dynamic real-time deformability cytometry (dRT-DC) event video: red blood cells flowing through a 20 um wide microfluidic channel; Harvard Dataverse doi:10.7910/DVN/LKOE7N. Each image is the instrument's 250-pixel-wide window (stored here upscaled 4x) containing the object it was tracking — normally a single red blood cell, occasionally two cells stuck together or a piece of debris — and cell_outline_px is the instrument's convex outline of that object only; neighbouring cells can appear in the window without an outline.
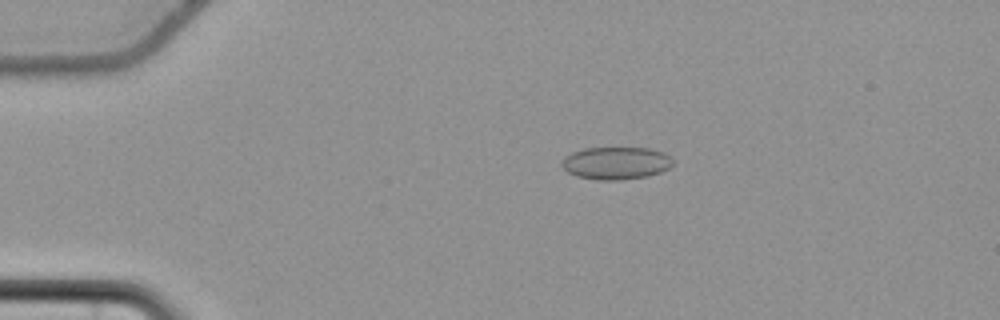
{"species": "common noctule bat (a hibernating species)", "species_latin": "Nyctalus noctula", "temperature_condition": "cold", "stored_images_in_passage": 58, "camera_frame_rate_fps": 3000, "um_per_image_px": 0.085, "animal": {"sex": "female", "body_mass_g": 22.7, "forearm_length_mm": 54.2}, "frame": {"image": 1, "passage_image": 13, "time_ms": 4.0, "image_size_px": [1000, 320], "cell_outline_px": [[672, 164], [668, 168], [660, 172], [648, 176], [620, 180], [596, 180], [576, 176], [568, 172], [560, 164], [564, 156], [572, 152], [584, 148], [648, 148], [664, 152], [672, 156]], "centroid_in_image_um": [52.35, 13.86], "position_along_channel_um": 32.7, "area_um2": 21.21}}
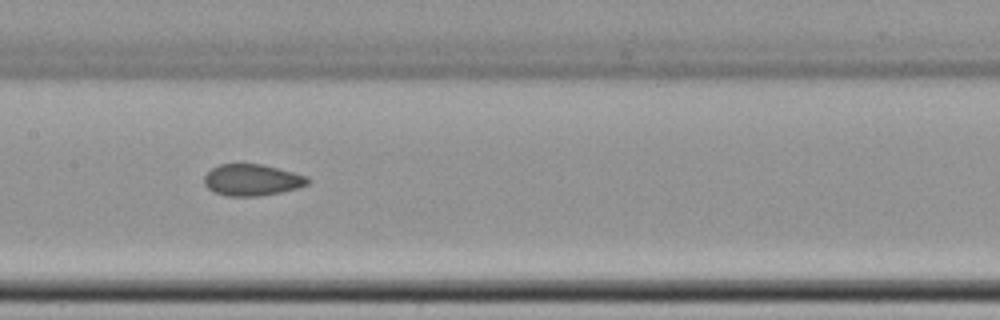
{"frame": {"image": 2, "passage_image": 30, "time_ms": 9.667, "image_size_px": [1000, 320], "cell_outline_px": [[312, 180], [308, 184], [296, 188], [280, 192], [256, 196], [228, 196], [216, 192], [208, 188], [204, 184], [204, 176], [212, 168], [220, 164], [260, 164], [308, 176]], "centroid_in_image_um": [21.43, 15.29], "position_along_channel_um": 186.0, "area_um2": 18.79}}
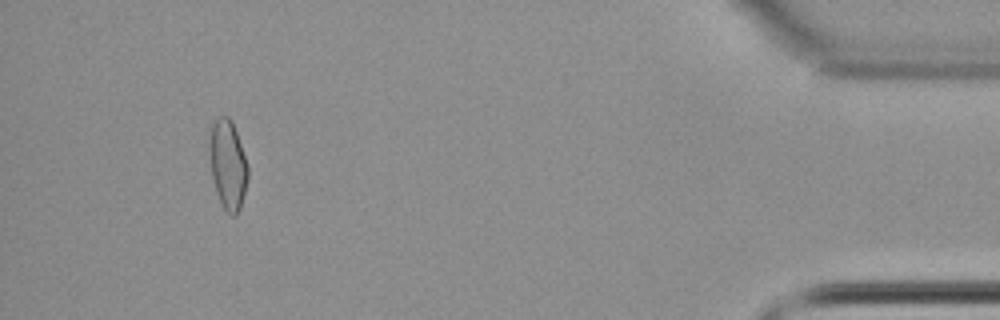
{"frame": {"image": 3, "passage_image": 54, "time_ms": 17.667, "image_size_px": [1000, 320], "cell_outline_px": [[248, 176], [240, 208], [236, 216], [232, 216], [224, 208], [216, 192], [212, 176], [208, 152], [208, 132], [212, 120], [220, 116], [228, 116], [232, 120], [248, 164]], "centroid_in_image_um": [19.33, 13.91], "position_along_channel_um": 415.9, "area_um2": 20.35}, "authors_computed_cell_mechanics": {"area_um2": 19.6809, "velocity_mm_per_s": 3.6963, "shape_relaxation_time_tau1_ms": null, "shape_relaxation_time_tau2_ms": 1.8692, "deformation_change_tau1": null, "deformation_change_tau2": 0.0691}}